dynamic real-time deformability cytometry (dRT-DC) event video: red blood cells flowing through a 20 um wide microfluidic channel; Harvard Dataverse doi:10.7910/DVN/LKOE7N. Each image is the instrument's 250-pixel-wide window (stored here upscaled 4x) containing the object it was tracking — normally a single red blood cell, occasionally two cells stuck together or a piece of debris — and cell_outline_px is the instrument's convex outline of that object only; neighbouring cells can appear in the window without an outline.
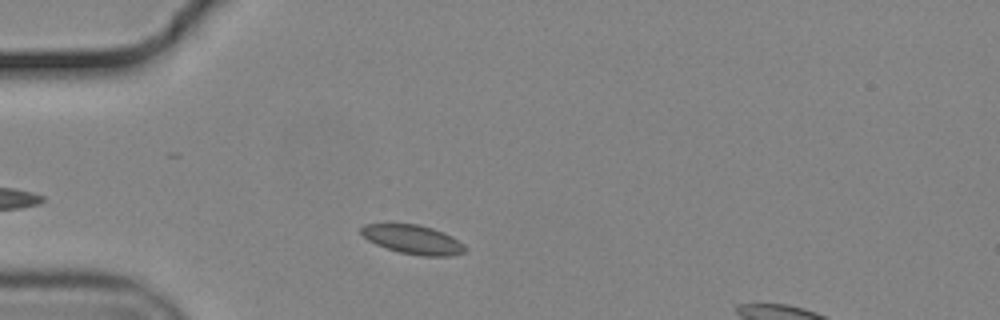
{"species": "common noctule bat (a hibernating species)", "species_latin": "Nyctalus noctula", "temperature_condition": "cold", "stored_images_in_passage": 34, "camera_frame_rate_fps": 3000, "um_per_image_px": 0.085, "animal": {"sex": "male", "body_mass_g": 19.2, "forearm_length_mm": 51.8}, "frame": {"image": 1, "passage_image": 5, "time_ms": 1.333, "image_size_px": [1000, 320], "cell_outline_px": [[464, 252], [448, 256], [420, 256], [400, 252], [376, 244], [368, 240], [360, 232], [360, 228], [364, 224], [416, 224], [432, 228], [444, 232], [452, 236], [464, 244]], "centroid_in_image_um": [35.09, 20.35], "position_along_channel_um": 49.9, "area_um2": 17.4}}
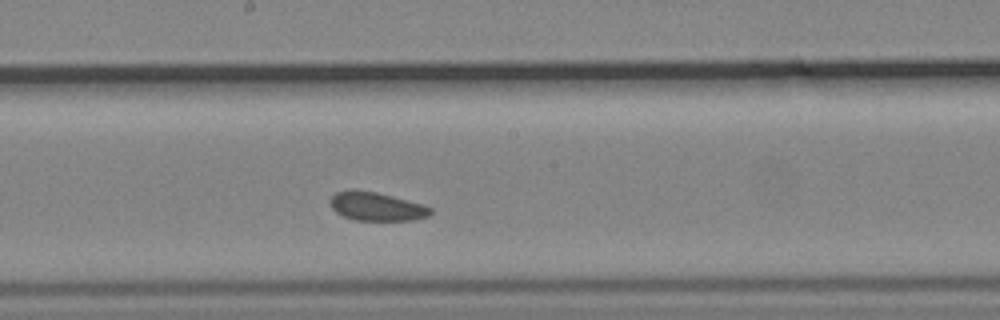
{"frame": {"image": 2, "passage_image": 20, "time_ms": 6.333, "image_size_px": [1000, 320], "cell_outline_px": [[432, 212], [428, 216], [412, 220], [356, 220], [344, 216], [336, 212], [332, 208], [328, 200], [336, 192], [376, 192], [392, 196], [420, 204], [432, 208]], "centroid_in_image_um": [32.01, 17.58], "position_along_channel_um": 216.2, "area_um2": 16.07}}
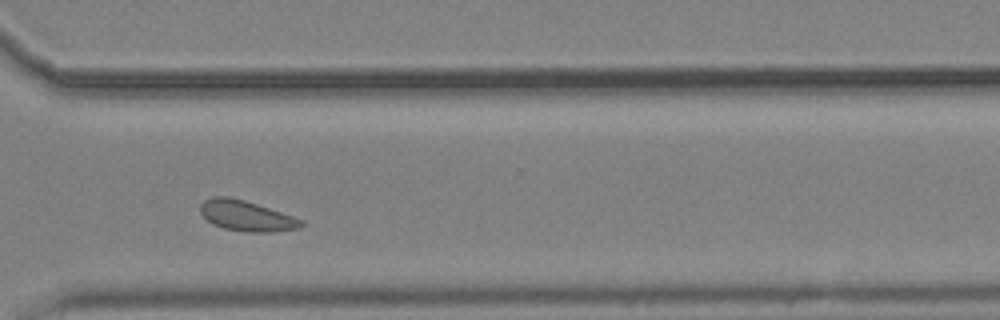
{"frame": {"image": 3, "passage_image": 31, "time_ms": 10.0, "image_size_px": [1000, 320], "cell_outline_px": [[304, 224], [300, 228], [272, 232], [248, 232], [224, 228], [212, 224], [200, 212], [200, 204], [204, 200], [212, 196], [228, 196], [244, 200], [304, 220]], "centroid_in_image_um": [20.93, 18.34], "position_along_channel_um": 349.7, "area_um2": 17.8}}